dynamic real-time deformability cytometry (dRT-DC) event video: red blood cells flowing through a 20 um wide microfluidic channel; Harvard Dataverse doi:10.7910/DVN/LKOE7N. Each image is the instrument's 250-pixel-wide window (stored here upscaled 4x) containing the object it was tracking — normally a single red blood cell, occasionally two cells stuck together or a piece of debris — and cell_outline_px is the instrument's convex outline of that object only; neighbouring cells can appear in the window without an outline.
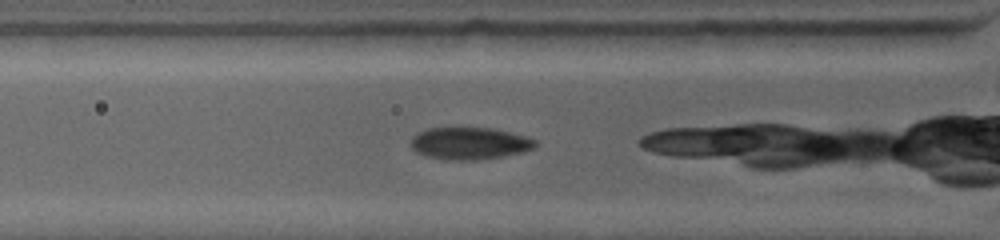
{"species": "common noctule bat (a hibernating species)", "species_latin": "Nyctalus noctula", "temperature_condition": "warm", "stored_images_in_passage": 11, "camera_frame_rate_fps": 4500, "um_per_image_px": 0.085, "animal": {"sex": "female", "body_mass_g": 19.0, "forearm_length_mm": 53.3}, "frame": {"image": 1, "passage_image": 2, "time_ms": 0.444, "image_size_px": [1000, 240], "cell_outline_px": [[536, 148], [524, 152], [504, 156], [476, 160], [444, 160], [428, 156], [416, 152], [412, 148], [412, 136], [416, 132], [428, 128], [492, 128], [528, 136], [536, 140]], "centroid_in_image_um": [39.94, 12.19], "position_along_channel_um": 85.9, "area_um2": 23.52}}
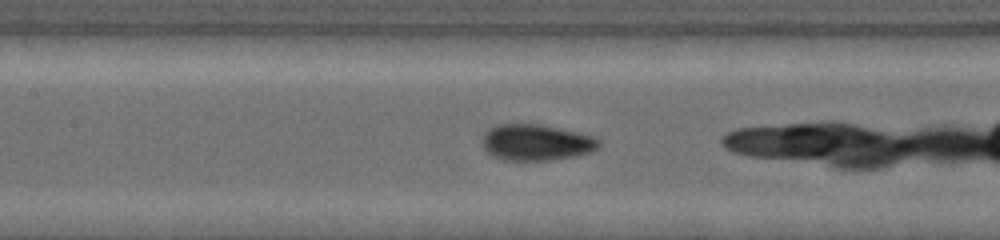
{"frame": {"image": 2, "passage_image": 6, "time_ms": 2.444, "image_size_px": [1000, 240], "cell_outline_px": [[600, 144], [592, 152], [576, 156], [552, 160], [504, 160], [492, 156], [484, 148], [480, 140], [484, 132], [488, 128], [500, 124], [540, 124], [576, 132], [592, 136], [600, 140]], "centroid_in_image_um": [45.54, 12.11], "position_along_channel_um": 161.9, "area_um2": 24.68}}
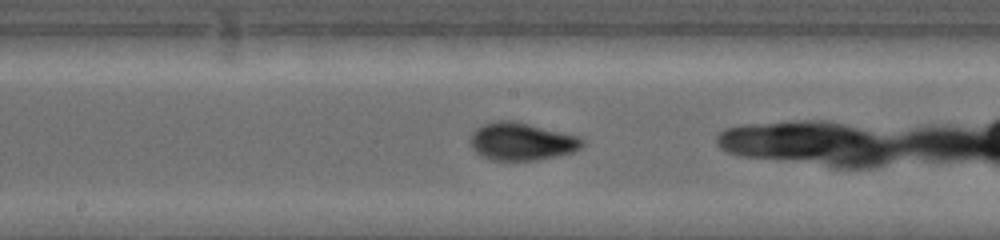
{"frame": {"image": 3, "passage_image": 8, "time_ms": 3.556, "image_size_px": [1000, 240], "cell_outline_px": [[584, 144], [580, 148], [572, 152], [556, 156], [536, 160], [492, 160], [480, 156], [472, 148], [472, 132], [476, 128], [484, 124], [496, 120], [516, 120], [580, 136], [584, 140]], "centroid_in_image_um": [44.36, 12.01], "position_along_channel_um": 203.8, "area_um2": 24.74}}